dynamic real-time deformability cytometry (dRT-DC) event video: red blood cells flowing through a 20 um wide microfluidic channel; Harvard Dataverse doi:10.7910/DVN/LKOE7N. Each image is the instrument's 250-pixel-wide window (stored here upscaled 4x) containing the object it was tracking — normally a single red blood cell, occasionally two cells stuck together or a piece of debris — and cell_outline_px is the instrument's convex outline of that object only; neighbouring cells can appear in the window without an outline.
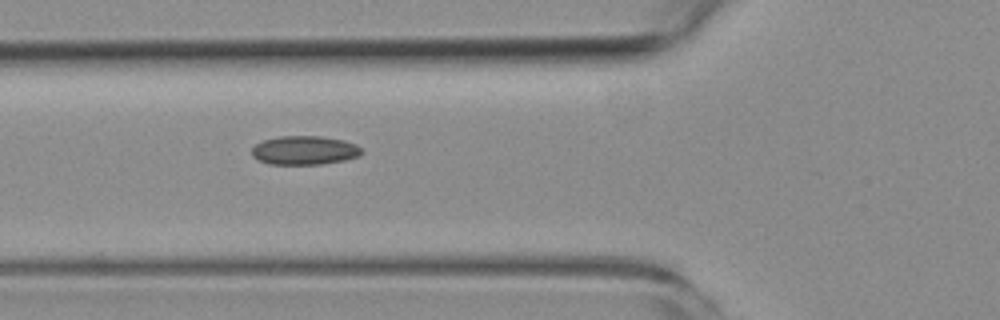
{"species": "common noctule bat (a hibernating species)", "species_latin": "Nyctalus noctula", "temperature_condition": "room temperature", "stored_images_in_passage": 5, "camera_frame_rate_fps": 3000, "um_per_image_px": 0.085, "animal": {"sex": "female", "body_mass_g": 19.3, "forearm_length_mm": 54.1}, "frame": {"image": 1, "passage_image": 5, "time_ms": 6.333, "image_size_px": [1000, 320], "cell_outline_px": [[364, 152], [360, 156], [344, 160], [320, 164], [268, 164], [252, 156], [252, 148], [256, 144], [264, 140], [280, 136], [320, 136], [344, 140], [356, 144]], "centroid_in_image_um": [25.9, 12.77], "position_along_channel_um": 99.9, "area_um2": 18.44}}